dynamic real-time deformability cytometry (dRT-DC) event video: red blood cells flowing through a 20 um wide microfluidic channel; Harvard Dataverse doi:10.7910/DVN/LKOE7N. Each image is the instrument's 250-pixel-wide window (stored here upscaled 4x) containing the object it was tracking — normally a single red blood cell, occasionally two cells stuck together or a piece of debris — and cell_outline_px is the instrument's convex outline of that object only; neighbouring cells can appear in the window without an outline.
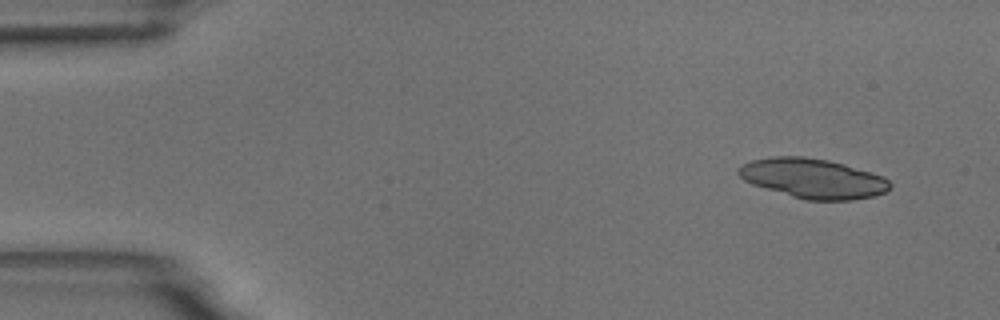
{"species": "common noctule bat (a hibernating species)", "species_latin": "Nyctalus noctula", "temperature_condition": "room temperature", "stored_images_in_passage": 5, "camera_frame_rate_fps": 3000, "um_per_image_px": 0.085, "animal": {"sex": "male", "body_mass_g": 18.8}, "frame": {"image": 1, "passage_image": 1, "time_ms": 0.0, "image_size_px": [1000, 320], "cell_outline_px": [[892, 188], [884, 192], [872, 196], [852, 200], [804, 200], [752, 184], [744, 180], [736, 172], [740, 164], [752, 160], [768, 156], [804, 156], [828, 160], [844, 164], [872, 172], [884, 176], [892, 184]], "centroid_in_image_um": [69.09, 15.15], "position_along_channel_um": 15.9, "area_um2": 35.26}}
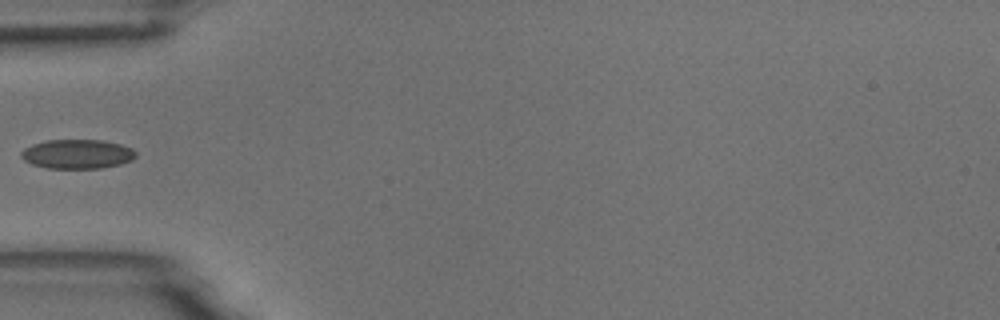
{"frame": {"image": 2, "passage_image": 5, "time_ms": 4.667, "image_size_px": [1000, 320], "cell_outline_px": [[136, 156], [132, 160], [120, 164], [100, 168], [48, 168], [32, 164], [24, 160], [20, 156], [20, 152], [24, 148], [32, 144], [44, 140], [104, 140], [120, 144], [132, 148], [136, 152]], "centroid_in_image_um": [6.55, 13.08], "position_along_channel_um": 78.4, "area_um2": 19.65}}